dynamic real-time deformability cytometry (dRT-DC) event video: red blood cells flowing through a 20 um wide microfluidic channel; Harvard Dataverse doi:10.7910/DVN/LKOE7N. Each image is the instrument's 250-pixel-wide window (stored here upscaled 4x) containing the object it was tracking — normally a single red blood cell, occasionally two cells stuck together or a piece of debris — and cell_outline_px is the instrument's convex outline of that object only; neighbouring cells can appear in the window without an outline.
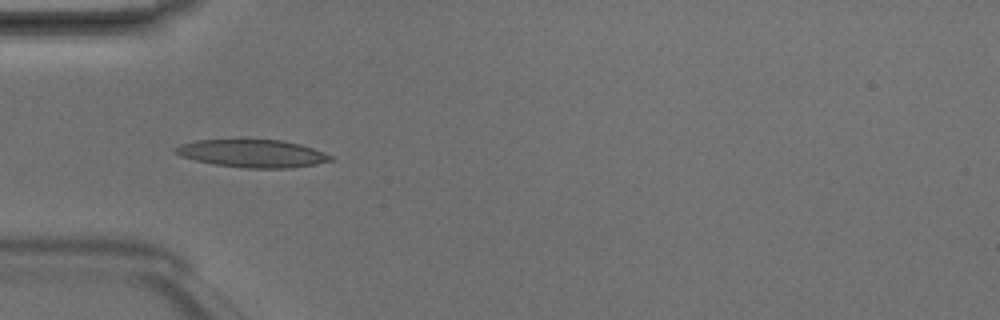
{"species": "Egyptian fruit bat (a non-hibernating species)", "species_latin": "Rousettus aegyptiacus", "temperature_condition": "room temperature", "stored_images_in_passage": 6, "camera_frame_rate_fps": 3000, "um_per_image_px": 0.085, "animal": {"sex": "male"}, "frame": {"image": 1, "passage_image": 5, "time_ms": 1.333, "image_size_px": [1000, 320], "cell_outline_px": [[336, 160], [316, 164], [292, 168], [244, 168], [212, 164], [180, 156], [172, 152], [172, 148], [180, 144], [196, 140], [280, 140], [300, 144], [324, 152], [332, 156]], "centroid_in_image_um": [21.44, 13.05], "position_along_channel_um": 63.6, "area_um2": 25.26}}